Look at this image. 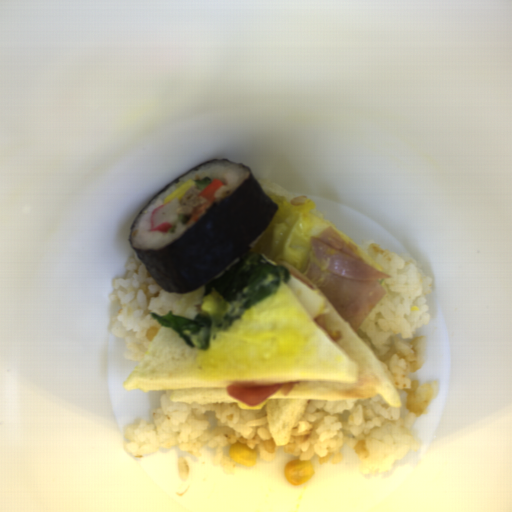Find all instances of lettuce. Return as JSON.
I'll return each mask as SVG.
<instances>
[{
	"label": "lettuce",
	"mask_w": 512,
	"mask_h": 512,
	"mask_svg": "<svg viewBox=\"0 0 512 512\" xmlns=\"http://www.w3.org/2000/svg\"><path fill=\"white\" fill-rule=\"evenodd\" d=\"M285 265H272L261 254L245 249L207 283L200 313L194 319L167 315L151 317L173 329L192 349L207 351L218 333H225L250 307L290 280Z\"/></svg>",
	"instance_id": "1"
}]
</instances>
